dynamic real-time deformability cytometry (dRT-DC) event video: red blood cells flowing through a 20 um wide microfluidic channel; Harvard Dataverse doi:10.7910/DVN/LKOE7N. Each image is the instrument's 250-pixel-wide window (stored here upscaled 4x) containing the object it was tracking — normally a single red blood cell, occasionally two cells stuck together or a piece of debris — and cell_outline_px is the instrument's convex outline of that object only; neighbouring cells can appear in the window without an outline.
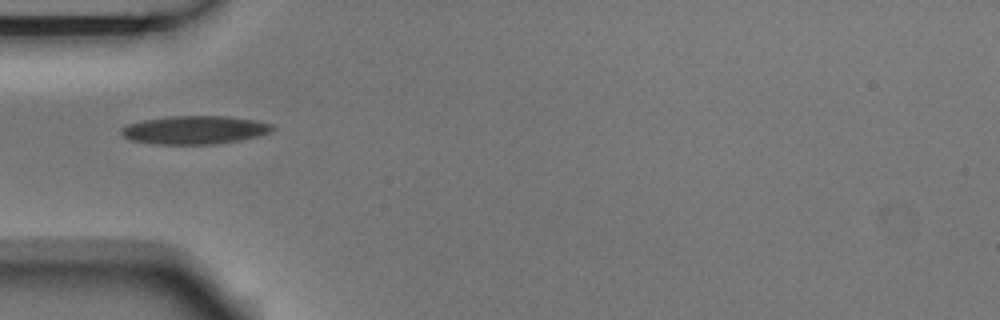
{"species": "Egyptian fruit bat (a non-hibernating species)", "species_latin": "Rousettus aegyptiacus", "temperature_condition": "room temperature", "stored_images_in_passage": 7, "camera_frame_rate_fps": 3000, "um_per_image_px": 0.085, "animal": {"sex": "male"}, "frame": {"image": 1, "passage_image": 4, "time_ms": 1.0, "image_size_px": [1000, 320], "cell_outline_px": [[276, 128], [272, 132], [260, 136], [240, 140], [216, 144], [148, 144], [128, 140], [120, 132], [120, 128], [128, 124], [144, 120], [172, 116], [228, 116], [256, 120], [272, 124]], "centroid_in_image_um": [16.57, 11.05], "position_along_channel_um": 68.4, "area_um2": 25.26}}
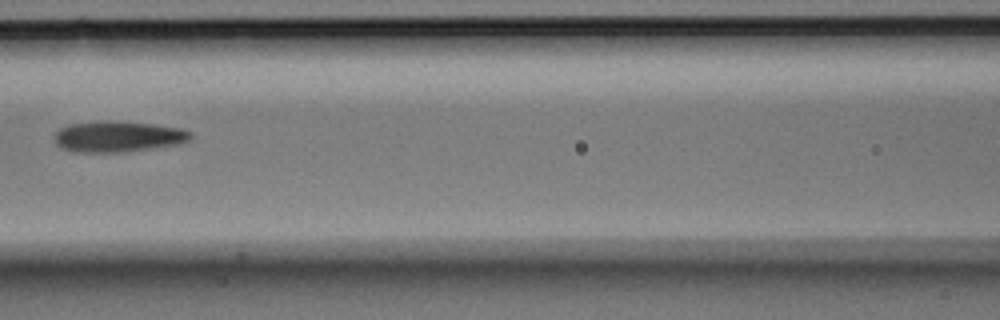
{"frame": {"image": 2, "passage_image": 6, "time_ms": 1.667, "image_size_px": [1000, 320], "cell_outline_px": [[192, 136], [188, 140], [176, 144], [120, 152], [72, 152], [60, 148], [56, 144], [56, 132], [60, 128], [68, 124], [152, 124], [184, 128], [192, 132]], "centroid_in_image_um": [10.04, 11.66], "position_along_channel_um": 156.6, "area_um2": 23.18}}
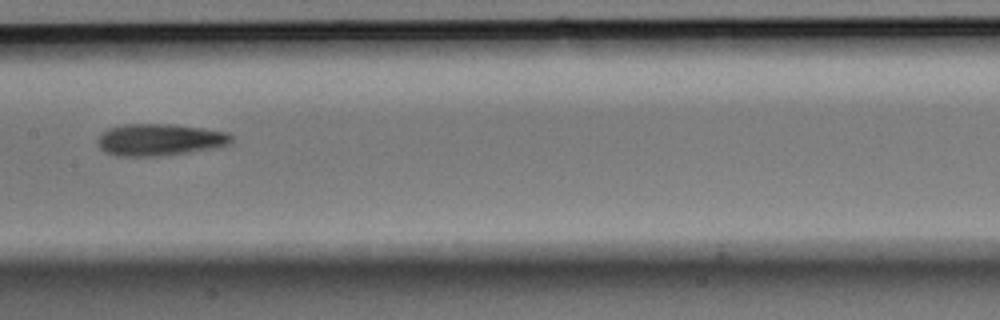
{"frame": {"image": 3, "passage_image": 7, "time_ms": 2.0, "image_size_px": [1000, 320], "cell_outline_px": [[232, 144], [220, 148], [168, 156], [116, 156], [104, 152], [100, 148], [96, 140], [108, 128], [124, 124], [176, 124], [204, 128], [228, 132], [232, 136]], "centroid_in_image_um": [13.64, 11.89], "position_along_channel_um": 193.8, "area_um2": 25.55}}